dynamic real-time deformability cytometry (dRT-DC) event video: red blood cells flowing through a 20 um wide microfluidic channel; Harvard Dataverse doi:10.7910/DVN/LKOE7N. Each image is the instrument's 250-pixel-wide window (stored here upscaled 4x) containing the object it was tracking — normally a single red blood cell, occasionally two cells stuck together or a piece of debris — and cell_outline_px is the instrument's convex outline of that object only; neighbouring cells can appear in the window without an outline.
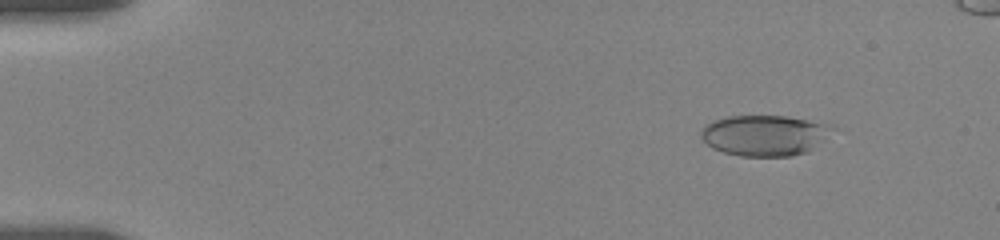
{"species": "human", "species_latin": "Homo sapiens", "temperature_condition": "room temperature", "stored_images_in_passage": 50, "camera_frame_rate_fps": 3000, "um_per_image_px": 0.085, "donor": {"sex": "female"}, "frame": {"image": 1, "passage_image": 1, "time_ms": 0.0, "image_size_px": [1000, 240], "cell_outline_px": [[836, 128], [824, 140], [808, 152], [792, 156], [740, 156], [724, 152], [712, 148], [700, 136], [700, 132], [704, 124], [712, 120], [728, 116], [784, 116], [808, 120], [828, 124]], "centroid_in_image_um": [64.98, 11.5], "position_along_channel_um": 20.0, "area_um2": 31.33}}
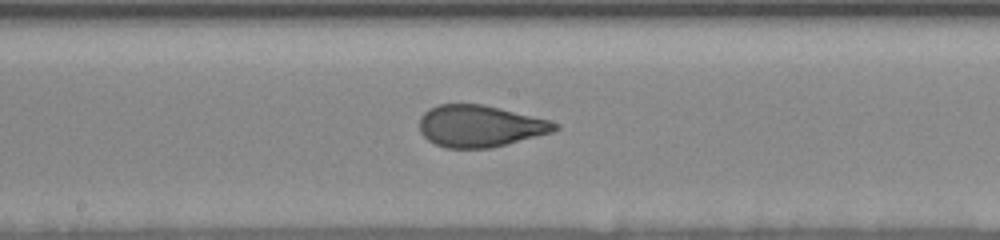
{"frame": {"image": 2, "passage_image": 25, "time_ms": 8.0, "image_size_px": [1000, 240], "cell_outline_px": [[560, 128], [552, 132], [492, 148], [444, 148], [428, 140], [420, 132], [420, 116], [428, 108], [440, 104], [484, 104], [548, 120], [560, 124]], "centroid_in_image_um": [40.78, 10.72], "position_along_channel_um": 207.4, "area_um2": 32.95}}
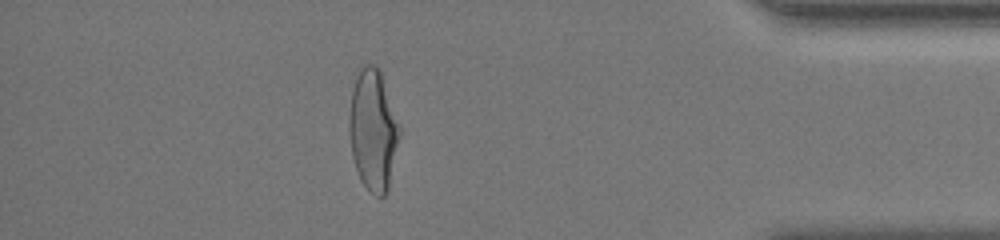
{"frame": {"image": 3, "passage_image": 44, "time_ms": 14.333, "image_size_px": [1000, 240], "cell_outline_px": [[400, 136], [388, 188], [384, 196], [376, 196], [368, 192], [360, 180], [352, 156], [348, 132], [348, 112], [352, 88], [356, 76], [360, 68], [364, 64], [376, 64], [380, 72], [400, 124]], "centroid_in_image_um": [31.69, 11.05], "position_along_channel_um": 403.5, "area_um2": 35.84}}